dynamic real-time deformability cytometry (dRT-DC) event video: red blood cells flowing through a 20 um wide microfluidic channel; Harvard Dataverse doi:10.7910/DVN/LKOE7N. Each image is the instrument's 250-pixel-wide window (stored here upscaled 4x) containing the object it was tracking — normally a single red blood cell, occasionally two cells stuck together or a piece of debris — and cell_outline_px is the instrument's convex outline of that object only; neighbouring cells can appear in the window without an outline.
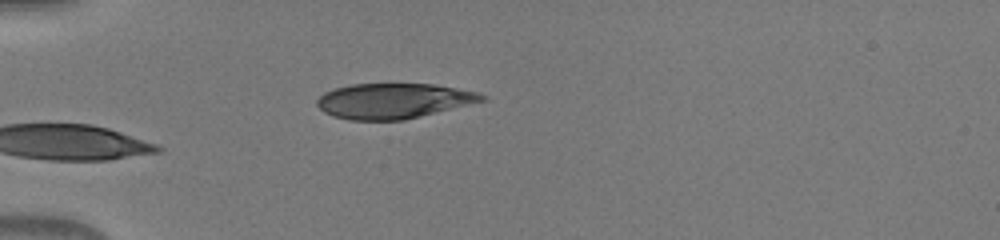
{"species": "human", "species_latin": "Homo sapiens", "temperature_condition": "warm", "stored_images_in_passage": 28, "camera_frame_rate_fps": 3000, "um_per_image_px": 0.085, "donor": {"sex": "male"}, "frame": {"image": 1, "passage_image": 1, "time_ms": 0.0, "image_size_px": [1000, 240], "cell_outline_px": [[488, 100], [404, 120], [352, 120], [332, 116], [324, 112], [316, 104], [316, 100], [324, 92], [336, 88], [352, 84], [432, 84], [476, 92], [484, 96]], "centroid_in_image_um": [33.42, 8.58], "position_along_channel_um": 51.6, "area_um2": 33.64}}
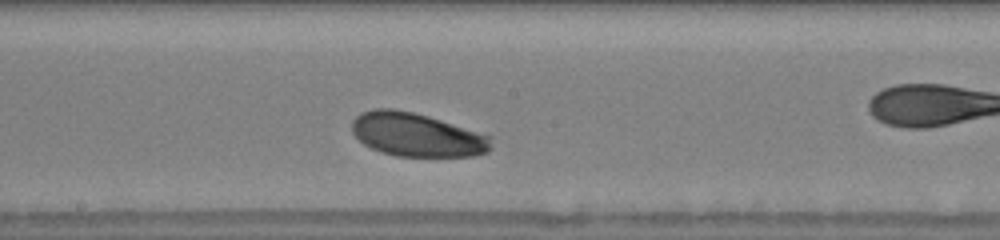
{"frame": {"image": 2, "passage_image": 11, "time_ms": 3.333, "image_size_px": [1000, 240], "cell_outline_px": [[492, 148], [488, 152], [472, 156], [396, 156], [380, 152], [364, 144], [352, 132], [352, 120], [360, 112], [372, 108], [392, 108], [412, 112], [428, 116], [492, 136]], "centroid_in_image_um": [35.42, 11.45], "position_along_channel_um": 212.8, "area_um2": 35.49}}
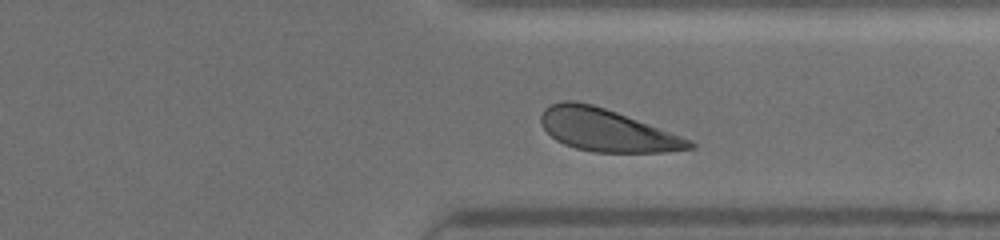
{"frame": {"image": 3, "passage_image": 22, "time_ms": 7.0, "image_size_px": [1000, 240], "cell_outline_px": [[696, 144], [692, 148], [664, 152], [596, 152], [576, 148], [564, 144], [556, 140], [544, 128], [540, 120], [540, 116], [544, 108], [552, 104], [564, 100], [572, 100], [592, 104], [616, 112], [692, 140]], "centroid_in_image_um": [51.55, 11.06], "position_along_channel_um": 359.8, "area_um2": 36.24}}